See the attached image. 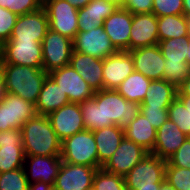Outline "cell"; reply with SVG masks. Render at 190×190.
I'll use <instances>...</instances> for the list:
<instances>
[{
	"mask_svg": "<svg viewBox=\"0 0 190 190\" xmlns=\"http://www.w3.org/2000/svg\"><path fill=\"white\" fill-rule=\"evenodd\" d=\"M120 6L112 0H91L85 7L78 9L79 31H91L103 22Z\"/></svg>",
	"mask_w": 190,
	"mask_h": 190,
	"instance_id": "obj_23",
	"label": "cell"
},
{
	"mask_svg": "<svg viewBox=\"0 0 190 190\" xmlns=\"http://www.w3.org/2000/svg\"><path fill=\"white\" fill-rule=\"evenodd\" d=\"M177 89L165 80H151L140 107H169L177 97Z\"/></svg>",
	"mask_w": 190,
	"mask_h": 190,
	"instance_id": "obj_28",
	"label": "cell"
},
{
	"mask_svg": "<svg viewBox=\"0 0 190 190\" xmlns=\"http://www.w3.org/2000/svg\"><path fill=\"white\" fill-rule=\"evenodd\" d=\"M42 0H0V7L6 8L17 16L35 12L42 8Z\"/></svg>",
	"mask_w": 190,
	"mask_h": 190,
	"instance_id": "obj_37",
	"label": "cell"
},
{
	"mask_svg": "<svg viewBox=\"0 0 190 190\" xmlns=\"http://www.w3.org/2000/svg\"><path fill=\"white\" fill-rule=\"evenodd\" d=\"M53 130L61 141L84 131V121L79 103H69L47 115Z\"/></svg>",
	"mask_w": 190,
	"mask_h": 190,
	"instance_id": "obj_16",
	"label": "cell"
},
{
	"mask_svg": "<svg viewBox=\"0 0 190 190\" xmlns=\"http://www.w3.org/2000/svg\"><path fill=\"white\" fill-rule=\"evenodd\" d=\"M159 41L187 37V25L184 14L157 17Z\"/></svg>",
	"mask_w": 190,
	"mask_h": 190,
	"instance_id": "obj_30",
	"label": "cell"
},
{
	"mask_svg": "<svg viewBox=\"0 0 190 190\" xmlns=\"http://www.w3.org/2000/svg\"><path fill=\"white\" fill-rule=\"evenodd\" d=\"M187 64L190 66V39H188Z\"/></svg>",
	"mask_w": 190,
	"mask_h": 190,
	"instance_id": "obj_52",
	"label": "cell"
},
{
	"mask_svg": "<svg viewBox=\"0 0 190 190\" xmlns=\"http://www.w3.org/2000/svg\"><path fill=\"white\" fill-rule=\"evenodd\" d=\"M134 70L151 80H161L164 72L165 58L159 45L130 50Z\"/></svg>",
	"mask_w": 190,
	"mask_h": 190,
	"instance_id": "obj_20",
	"label": "cell"
},
{
	"mask_svg": "<svg viewBox=\"0 0 190 190\" xmlns=\"http://www.w3.org/2000/svg\"><path fill=\"white\" fill-rule=\"evenodd\" d=\"M73 51L103 60L118 50L111 43L103 25H101L91 31H78L73 39Z\"/></svg>",
	"mask_w": 190,
	"mask_h": 190,
	"instance_id": "obj_10",
	"label": "cell"
},
{
	"mask_svg": "<svg viewBox=\"0 0 190 190\" xmlns=\"http://www.w3.org/2000/svg\"><path fill=\"white\" fill-rule=\"evenodd\" d=\"M77 9L85 7L91 0H65Z\"/></svg>",
	"mask_w": 190,
	"mask_h": 190,
	"instance_id": "obj_45",
	"label": "cell"
},
{
	"mask_svg": "<svg viewBox=\"0 0 190 190\" xmlns=\"http://www.w3.org/2000/svg\"><path fill=\"white\" fill-rule=\"evenodd\" d=\"M187 138L174 122L167 119L156 130V141L151 153L167 161Z\"/></svg>",
	"mask_w": 190,
	"mask_h": 190,
	"instance_id": "obj_22",
	"label": "cell"
},
{
	"mask_svg": "<svg viewBox=\"0 0 190 190\" xmlns=\"http://www.w3.org/2000/svg\"><path fill=\"white\" fill-rule=\"evenodd\" d=\"M73 40L51 29L42 40L43 70L47 73L69 65Z\"/></svg>",
	"mask_w": 190,
	"mask_h": 190,
	"instance_id": "obj_9",
	"label": "cell"
},
{
	"mask_svg": "<svg viewBox=\"0 0 190 190\" xmlns=\"http://www.w3.org/2000/svg\"><path fill=\"white\" fill-rule=\"evenodd\" d=\"M70 103V100L60 86L48 75L44 80L38 100L35 104L37 115H48L60 107Z\"/></svg>",
	"mask_w": 190,
	"mask_h": 190,
	"instance_id": "obj_25",
	"label": "cell"
},
{
	"mask_svg": "<svg viewBox=\"0 0 190 190\" xmlns=\"http://www.w3.org/2000/svg\"><path fill=\"white\" fill-rule=\"evenodd\" d=\"M29 190H55V189L50 184L39 181L29 184Z\"/></svg>",
	"mask_w": 190,
	"mask_h": 190,
	"instance_id": "obj_44",
	"label": "cell"
},
{
	"mask_svg": "<svg viewBox=\"0 0 190 190\" xmlns=\"http://www.w3.org/2000/svg\"><path fill=\"white\" fill-rule=\"evenodd\" d=\"M3 61L2 57H0V99L4 92V86H3Z\"/></svg>",
	"mask_w": 190,
	"mask_h": 190,
	"instance_id": "obj_46",
	"label": "cell"
},
{
	"mask_svg": "<svg viewBox=\"0 0 190 190\" xmlns=\"http://www.w3.org/2000/svg\"><path fill=\"white\" fill-rule=\"evenodd\" d=\"M120 7L132 14L152 13L153 0H126Z\"/></svg>",
	"mask_w": 190,
	"mask_h": 190,
	"instance_id": "obj_42",
	"label": "cell"
},
{
	"mask_svg": "<svg viewBox=\"0 0 190 190\" xmlns=\"http://www.w3.org/2000/svg\"><path fill=\"white\" fill-rule=\"evenodd\" d=\"M47 76L48 73L43 69L4 64V92L20 96L25 101H29L35 105Z\"/></svg>",
	"mask_w": 190,
	"mask_h": 190,
	"instance_id": "obj_3",
	"label": "cell"
},
{
	"mask_svg": "<svg viewBox=\"0 0 190 190\" xmlns=\"http://www.w3.org/2000/svg\"><path fill=\"white\" fill-rule=\"evenodd\" d=\"M62 162L60 156H25L23 168L28 183L41 181L53 186Z\"/></svg>",
	"mask_w": 190,
	"mask_h": 190,
	"instance_id": "obj_17",
	"label": "cell"
},
{
	"mask_svg": "<svg viewBox=\"0 0 190 190\" xmlns=\"http://www.w3.org/2000/svg\"><path fill=\"white\" fill-rule=\"evenodd\" d=\"M60 158L63 162L98 169V152L93 131L84 130L64 139L61 142Z\"/></svg>",
	"mask_w": 190,
	"mask_h": 190,
	"instance_id": "obj_4",
	"label": "cell"
},
{
	"mask_svg": "<svg viewBox=\"0 0 190 190\" xmlns=\"http://www.w3.org/2000/svg\"><path fill=\"white\" fill-rule=\"evenodd\" d=\"M184 15H190V0H183Z\"/></svg>",
	"mask_w": 190,
	"mask_h": 190,
	"instance_id": "obj_50",
	"label": "cell"
},
{
	"mask_svg": "<svg viewBox=\"0 0 190 190\" xmlns=\"http://www.w3.org/2000/svg\"><path fill=\"white\" fill-rule=\"evenodd\" d=\"M0 190H29L24 168L1 173Z\"/></svg>",
	"mask_w": 190,
	"mask_h": 190,
	"instance_id": "obj_35",
	"label": "cell"
},
{
	"mask_svg": "<svg viewBox=\"0 0 190 190\" xmlns=\"http://www.w3.org/2000/svg\"><path fill=\"white\" fill-rule=\"evenodd\" d=\"M17 15L12 11L0 7V44L8 41L15 26Z\"/></svg>",
	"mask_w": 190,
	"mask_h": 190,
	"instance_id": "obj_39",
	"label": "cell"
},
{
	"mask_svg": "<svg viewBox=\"0 0 190 190\" xmlns=\"http://www.w3.org/2000/svg\"><path fill=\"white\" fill-rule=\"evenodd\" d=\"M169 107H140V113L144 115L157 130L168 119Z\"/></svg>",
	"mask_w": 190,
	"mask_h": 190,
	"instance_id": "obj_40",
	"label": "cell"
},
{
	"mask_svg": "<svg viewBox=\"0 0 190 190\" xmlns=\"http://www.w3.org/2000/svg\"><path fill=\"white\" fill-rule=\"evenodd\" d=\"M98 152V169H100L117 150L124 138V130L117 125L107 126L93 131Z\"/></svg>",
	"mask_w": 190,
	"mask_h": 190,
	"instance_id": "obj_26",
	"label": "cell"
},
{
	"mask_svg": "<svg viewBox=\"0 0 190 190\" xmlns=\"http://www.w3.org/2000/svg\"><path fill=\"white\" fill-rule=\"evenodd\" d=\"M165 179L176 190H190V169L174 167L167 162Z\"/></svg>",
	"mask_w": 190,
	"mask_h": 190,
	"instance_id": "obj_36",
	"label": "cell"
},
{
	"mask_svg": "<svg viewBox=\"0 0 190 190\" xmlns=\"http://www.w3.org/2000/svg\"><path fill=\"white\" fill-rule=\"evenodd\" d=\"M151 79L134 71L115 90L127 101L141 104L145 99Z\"/></svg>",
	"mask_w": 190,
	"mask_h": 190,
	"instance_id": "obj_29",
	"label": "cell"
},
{
	"mask_svg": "<svg viewBox=\"0 0 190 190\" xmlns=\"http://www.w3.org/2000/svg\"><path fill=\"white\" fill-rule=\"evenodd\" d=\"M49 29L73 40L79 31L78 9L65 0H44Z\"/></svg>",
	"mask_w": 190,
	"mask_h": 190,
	"instance_id": "obj_7",
	"label": "cell"
},
{
	"mask_svg": "<svg viewBox=\"0 0 190 190\" xmlns=\"http://www.w3.org/2000/svg\"><path fill=\"white\" fill-rule=\"evenodd\" d=\"M177 91V96H190V75L184 80Z\"/></svg>",
	"mask_w": 190,
	"mask_h": 190,
	"instance_id": "obj_43",
	"label": "cell"
},
{
	"mask_svg": "<svg viewBox=\"0 0 190 190\" xmlns=\"http://www.w3.org/2000/svg\"><path fill=\"white\" fill-rule=\"evenodd\" d=\"M48 75L60 86L70 100V103H82L94 96V91L89 84L72 68L66 65L55 69Z\"/></svg>",
	"mask_w": 190,
	"mask_h": 190,
	"instance_id": "obj_11",
	"label": "cell"
},
{
	"mask_svg": "<svg viewBox=\"0 0 190 190\" xmlns=\"http://www.w3.org/2000/svg\"><path fill=\"white\" fill-rule=\"evenodd\" d=\"M190 75V66L187 61L165 60L162 80L178 89L184 80Z\"/></svg>",
	"mask_w": 190,
	"mask_h": 190,
	"instance_id": "obj_32",
	"label": "cell"
},
{
	"mask_svg": "<svg viewBox=\"0 0 190 190\" xmlns=\"http://www.w3.org/2000/svg\"><path fill=\"white\" fill-rule=\"evenodd\" d=\"M163 57L169 61H187L188 38L176 37L159 41Z\"/></svg>",
	"mask_w": 190,
	"mask_h": 190,
	"instance_id": "obj_31",
	"label": "cell"
},
{
	"mask_svg": "<svg viewBox=\"0 0 190 190\" xmlns=\"http://www.w3.org/2000/svg\"><path fill=\"white\" fill-rule=\"evenodd\" d=\"M97 170L91 166L62 162L53 187L55 190H92Z\"/></svg>",
	"mask_w": 190,
	"mask_h": 190,
	"instance_id": "obj_13",
	"label": "cell"
},
{
	"mask_svg": "<svg viewBox=\"0 0 190 190\" xmlns=\"http://www.w3.org/2000/svg\"><path fill=\"white\" fill-rule=\"evenodd\" d=\"M69 65L89 84L94 92L103 89V60L81 52H72Z\"/></svg>",
	"mask_w": 190,
	"mask_h": 190,
	"instance_id": "obj_24",
	"label": "cell"
},
{
	"mask_svg": "<svg viewBox=\"0 0 190 190\" xmlns=\"http://www.w3.org/2000/svg\"><path fill=\"white\" fill-rule=\"evenodd\" d=\"M3 64L43 69L42 43L35 40H8L1 45Z\"/></svg>",
	"mask_w": 190,
	"mask_h": 190,
	"instance_id": "obj_5",
	"label": "cell"
},
{
	"mask_svg": "<svg viewBox=\"0 0 190 190\" xmlns=\"http://www.w3.org/2000/svg\"><path fill=\"white\" fill-rule=\"evenodd\" d=\"M124 137L151 153L156 141V129L139 113L124 129Z\"/></svg>",
	"mask_w": 190,
	"mask_h": 190,
	"instance_id": "obj_27",
	"label": "cell"
},
{
	"mask_svg": "<svg viewBox=\"0 0 190 190\" xmlns=\"http://www.w3.org/2000/svg\"><path fill=\"white\" fill-rule=\"evenodd\" d=\"M158 43L157 16L154 13L133 14L129 51Z\"/></svg>",
	"mask_w": 190,
	"mask_h": 190,
	"instance_id": "obj_19",
	"label": "cell"
},
{
	"mask_svg": "<svg viewBox=\"0 0 190 190\" xmlns=\"http://www.w3.org/2000/svg\"><path fill=\"white\" fill-rule=\"evenodd\" d=\"M157 17L184 14L183 0H153V10Z\"/></svg>",
	"mask_w": 190,
	"mask_h": 190,
	"instance_id": "obj_38",
	"label": "cell"
},
{
	"mask_svg": "<svg viewBox=\"0 0 190 190\" xmlns=\"http://www.w3.org/2000/svg\"><path fill=\"white\" fill-rule=\"evenodd\" d=\"M140 105L127 101L115 89L97 91L92 99L80 103L84 129L94 131L117 125L124 130L140 113Z\"/></svg>",
	"mask_w": 190,
	"mask_h": 190,
	"instance_id": "obj_1",
	"label": "cell"
},
{
	"mask_svg": "<svg viewBox=\"0 0 190 190\" xmlns=\"http://www.w3.org/2000/svg\"><path fill=\"white\" fill-rule=\"evenodd\" d=\"M177 98L183 103L190 113V96H177Z\"/></svg>",
	"mask_w": 190,
	"mask_h": 190,
	"instance_id": "obj_47",
	"label": "cell"
},
{
	"mask_svg": "<svg viewBox=\"0 0 190 190\" xmlns=\"http://www.w3.org/2000/svg\"><path fill=\"white\" fill-rule=\"evenodd\" d=\"M134 70L129 51H117L103 59V89H116Z\"/></svg>",
	"mask_w": 190,
	"mask_h": 190,
	"instance_id": "obj_18",
	"label": "cell"
},
{
	"mask_svg": "<svg viewBox=\"0 0 190 190\" xmlns=\"http://www.w3.org/2000/svg\"><path fill=\"white\" fill-rule=\"evenodd\" d=\"M24 161L21 129L0 132V172L23 168Z\"/></svg>",
	"mask_w": 190,
	"mask_h": 190,
	"instance_id": "obj_15",
	"label": "cell"
},
{
	"mask_svg": "<svg viewBox=\"0 0 190 190\" xmlns=\"http://www.w3.org/2000/svg\"><path fill=\"white\" fill-rule=\"evenodd\" d=\"M168 119L174 122L187 137H190V113L177 97L168 108Z\"/></svg>",
	"mask_w": 190,
	"mask_h": 190,
	"instance_id": "obj_34",
	"label": "cell"
},
{
	"mask_svg": "<svg viewBox=\"0 0 190 190\" xmlns=\"http://www.w3.org/2000/svg\"><path fill=\"white\" fill-rule=\"evenodd\" d=\"M48 29V16L42 7L35 12L18 16L9 40H35L42 43Z\"/></svg>",
	"mask_w": 190,
	"mask_h": 190,
	"instance_id": "obj_14",
	"label": "cell"
},
{
	"mask_svg": "<svg viewBox=\"0 0 190 190\" xmlns=\"http://www.w3.org/2000/svg\"><path fill=\"white\" fill-rule=\"evenodd\" d=\"M92 190H127L123 176L109 173L100 168L96 171Z\"/></svg>",
	"mask_w": 190,
	"mask_h": 190,
	"instance_id": "obj_33",
	"label": "cell"
},
{
	"mask_svg": "<svg viewBox=\"0 0 190 190\" xmlns=\"http://www.w3.org/2000/svg\"><path fill=\"white\" fill-rule=\"evenodd\" d=\"M166 163L167 161L152 153L147 154L124 176L127 190H136L139 186L161 184L165 180Z\"/></svg>",
	"mask_w": 190,
	"mask_h": 190,
	"instance_id": "obj_8",
	"label": "cell"
},
{
	"mask_svg": "<svg viewBox=\"0 0 190 190\" xmlns=\"http://www.w3.org/2000/svg\"><path fill=\"white\" fill-rule=\"evenodd\" d=\"M167 162L174 167L190 169V137L185 140Z\"/></svg>",
	"mask_w": 190,
	"mask_h": 190,
	"instance_id": "obj_41",
	"label": "cell"
},
{
	"mask_svg": "<svg viewBox=\"0 0 190 190\" xmlns=\"http://www.w3.org/2000/svg\"><path fill=\"white\" fill-rule=\"evenodd\" d=\"M161 184H154V186H139L136 190H159Z\"/></svg>",
	"mask_w": 190,
	"mask_h": 190,
	"instance_id": "obj_49",
	"label": "cell"
},
{
	"mask_svg": "<svg viewBox=\"0 0 190 190\" xmlns=\"http://www.w3.org/2000/svg\"><path fill=\"white\" fill-rule=\"evenodd\" d=\"M132 19L133 14L130 11L119 7L103 22L104 31L118 51H129Z\"/></svg>",
	"mask_w": 190,
	"mask_h": 190,
	"instance_id": "obj_21",
	"label": "cell"
},
{
	"mask_svg": "<svg viewBox=\"0 0 190 190\" xmlns=\"http://www.w3.org/2000/svg\"><path fill=\"white\" fill-rule=\"evenodd\" d=\"M149 152L125 137L110 159L101 167L109 173L125 176Z\"/></svg>",
	"mask_w": 190,
	"mask_h": 190,
	"instance_id": "obj_12",
	"label": "cell"
},
{
	"mask_svg": "<svg viewBox=\"0 0 190 190\" xmlns=\"http://www.w3.org/2000/svg\"><path fill=\"white\" fill-rule=\"evenodd\" d=\"M25 156H60L61 140L47 115H35L21 127Z\"/></svg>",
	"mask_w": 190,
	"mask_h": 190,
	"instance_id": "obj_2",
	"label": "cell"
},
{
	"mask_svg": "<svg viewBox=\"0 0 190 190\" xmlns=\"http://www.w3.org/2000/svg\"><path fill=\"white\" fill-rule=\"evenodd\" d=\"M187 38L190 39V15H186Z\"/></svg>",
	"mask_w": 190,
	"mask_h": 190,
	"instance_id": "obj_51",
	"label": "cell"
},
{
	"mask_svg": "<svg viewBox=\"0 0 190 190\" xmlns=\"http://www.w3.org/2000/svg\"><path fill=\"white\" fill-rule=\"evenodd\" d=\"M36 115L35 105L20 96L3 92L0 99V132L21 129Z\"/></svg>",
	"mask_w": 190,
	"mask_h": 190,
	"instance_id": "obj_6",
	"label": "cell"
},
{
	"mask_svg": "<svg viewBox=\"0 0 190 190\" xmlns=\"http://www.w3.org/2000/svg\"><path fill=\"white\" fill-rule=\"evenodd\" d=\"M113 2H116L119 6H121L126 0H112Z\"/></svg>",
	"mask_w": 190,
	"mask_h": 190,
	"instance_id": "obj_53",
	"label": "cell"
},
{
	"mask_svg": "<svg viewBox=\"0 0 190 190\" xmlns=\"http://www.w3.org/2000/svg\"><path fill=\"white\" fill-rule=\"evenodd\" d=\"M159 190H176L173 186H171L168 181L165 179L161 185Z\"/></svg>",
	"mask_w": 190,
	"mask_h": 190,
	"instance_id": "obj_48",
	"label": "cell"
}]
</instances>
